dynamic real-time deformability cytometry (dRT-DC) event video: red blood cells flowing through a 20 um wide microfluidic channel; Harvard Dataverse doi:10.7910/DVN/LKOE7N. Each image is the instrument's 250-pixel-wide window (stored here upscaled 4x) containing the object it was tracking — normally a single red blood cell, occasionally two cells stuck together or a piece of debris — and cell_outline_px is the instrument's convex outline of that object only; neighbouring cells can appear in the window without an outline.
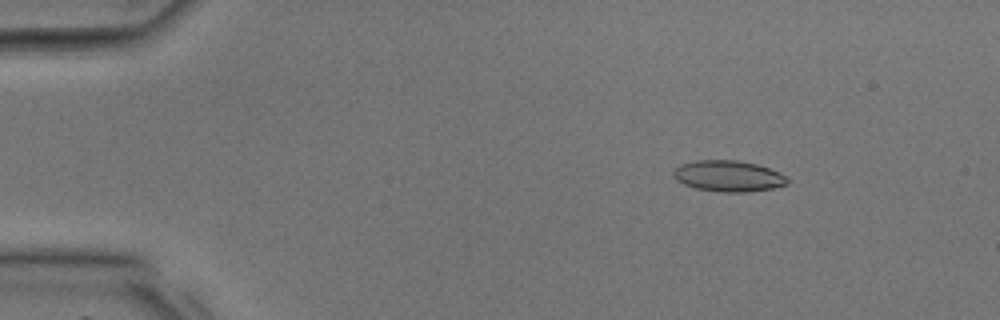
{"species": "common noctule bat (a hibernating species)", "species_latin": "Nyctalus noctula", "temperature_condition": "room temperature", "stored_images_in_passage": 35, "camera_frame_rate_fps": 3000, "um_per_image_px": 0.085, "animal": {"sex": "male", "body_mass_g": 17.9, "forearm_length_mm": 54.2}, "frame": {"image": 1, "passage_image": 3, "time_ms": 0.667, "image_size_px": [1000, 320], "cell_outline_px": [[788, 184], [772, 188], [748, 192], [720, 192], [696, 188], [684, 184], [676, 180], [672, 176], [672, 172], [680, 164], [696, 160], [736, 160], [756, 164], [768, 168], [784, 176], [788, 180]], "centroid_in_image_um": [61.86, 14.96], "position_along_channel_um": 23.1, "area_um2": 20.52}}
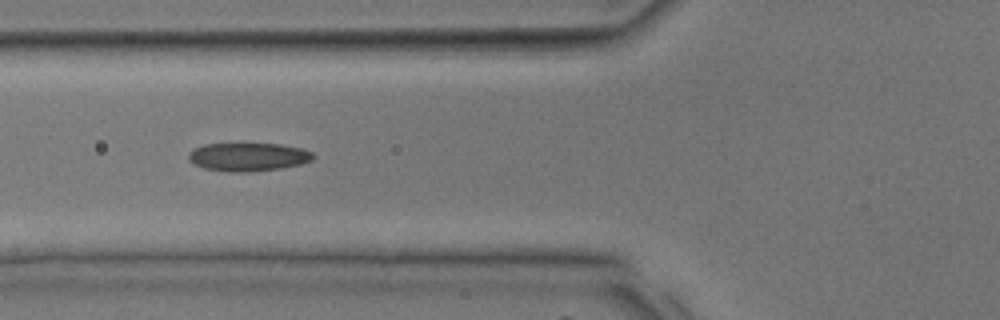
{"frame": {"image": 2, "passage_image": 12, "time_ms": 3.667, "image_size_px": [1000, 320], "cell_outline_px": [[316, 156], [312, 160], [300, 164], [280, 168], [244, 172], [232, 172], [204, 168], [188, 160], [188, 152], [192, 148], [204, 144], [280, 144], [300, 148], [312, 152]], "centroid_in_image_um": [21.07, 13.33], "position_along_channel_um": 104.7, "area_um2": 20.46}}
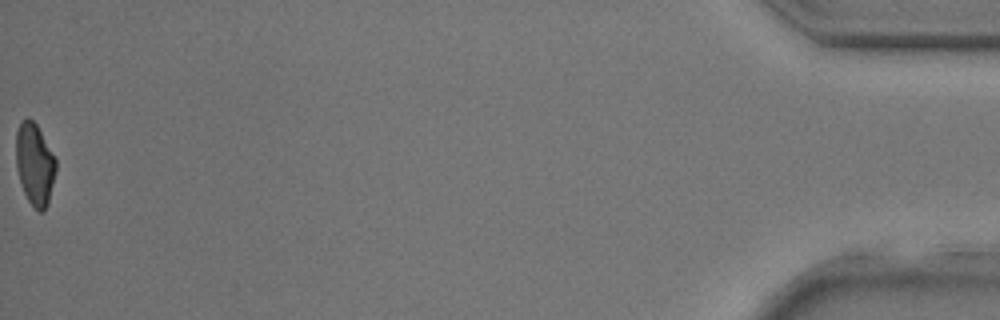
{"frame": {"image": 3, "passage_image": 35, "time_ms": 11.333, "image_size_px": [1000, 320], "cell_outline_px": [[56, 172], [48, 204], [44, 212], [40, 212], [28, 200], [24, 192], [16, 168], [16, 132], [20, 124], [28, 116], [36, 124], [56, 160]], "centroid_in_image_um": [2.95, 13.97], "position_along_channel_um": 432.2, "area_um2": 18.84}}